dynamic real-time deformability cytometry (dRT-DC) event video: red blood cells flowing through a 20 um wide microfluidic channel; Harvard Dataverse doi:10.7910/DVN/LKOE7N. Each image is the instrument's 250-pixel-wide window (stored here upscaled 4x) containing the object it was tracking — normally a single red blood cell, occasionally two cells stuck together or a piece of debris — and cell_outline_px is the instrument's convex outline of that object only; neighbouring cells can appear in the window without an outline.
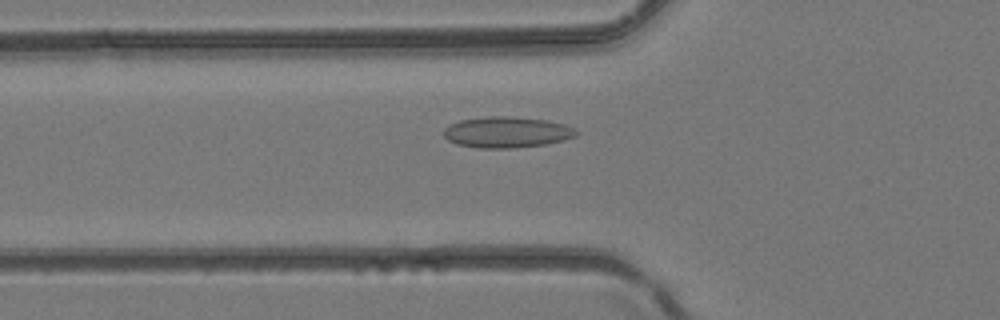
{"species": "common noctule bat (a hibernating species)", "species_latin": "Nyctalus noctula", "temperature_condition": "room temperature", "stored_images_in_passage": 32, "camera_frame_rate_fps": 3000, "um_per_image_px": 0.085, "animal": {"sex": "female", "body_mass_g": 24.6, "forearm_length_mm": 56.2}, "frame": {"image": 1, "passage_image": 4, "time_ms": 1.0, "image_size_px": [1000, 320], "cell_outline_px": [[580, 132], [576, 136], [564, 140], [544, 144], [516, 148], [480, 148], [456, 144], [448, 140], [444, 136], [444, 128], [460, 120], [488, 116], [504, 116], [548, 120], [564, 124]], "centroid_in_image_um": [43.08, 11.24], "position_along_channel_um": 82.7, "area_um2": 23.87}}
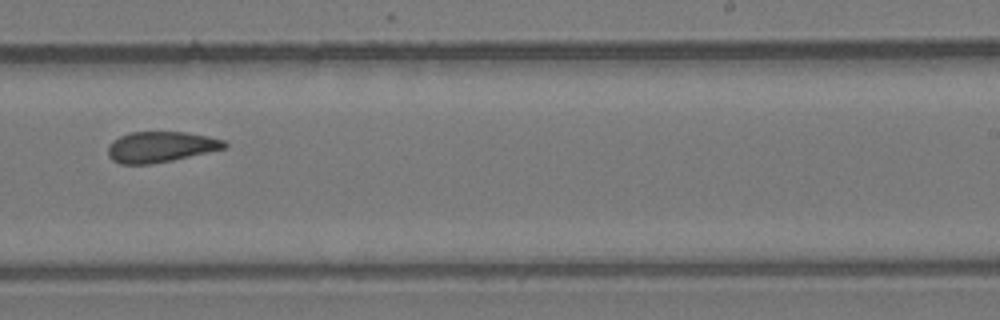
{"frame": {"image": 2, "passage_image": 16, "time_ms": 5.0, "image_size_px": [1000, 320], "cell_outline_px": [[228, 144], [224, 148], [172, 160], [148, 164], [120, 164], [112, 160], [108, 156], [108, 144], [112, 140], [128, 132], [184, 132], [208, 136], [224, 140]], "centroid_in_image_um": [13.6, 12.48], "position_along_channel_um": 275.4, "area_um2": 20.75}}
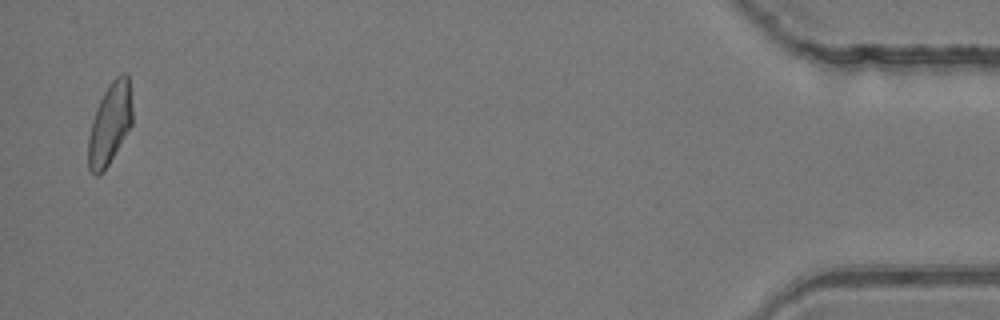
{"frame": {"image": 3, "passage_image": 31, "time_ms": 10.0, "image_size_px": [1000, 320], "cell_outline_px": [[132, 124], [104, 172], [96, 176], [88, 168], [88, 136], [92, 120], [96, 108], [104, 92], [112, 80], [120, 72], [128, 72], [132, 108]], "centroid_in_image_um": [9.34, 10.51], "position_along_channel_um": 425.9, "area_um2": 21.04}}